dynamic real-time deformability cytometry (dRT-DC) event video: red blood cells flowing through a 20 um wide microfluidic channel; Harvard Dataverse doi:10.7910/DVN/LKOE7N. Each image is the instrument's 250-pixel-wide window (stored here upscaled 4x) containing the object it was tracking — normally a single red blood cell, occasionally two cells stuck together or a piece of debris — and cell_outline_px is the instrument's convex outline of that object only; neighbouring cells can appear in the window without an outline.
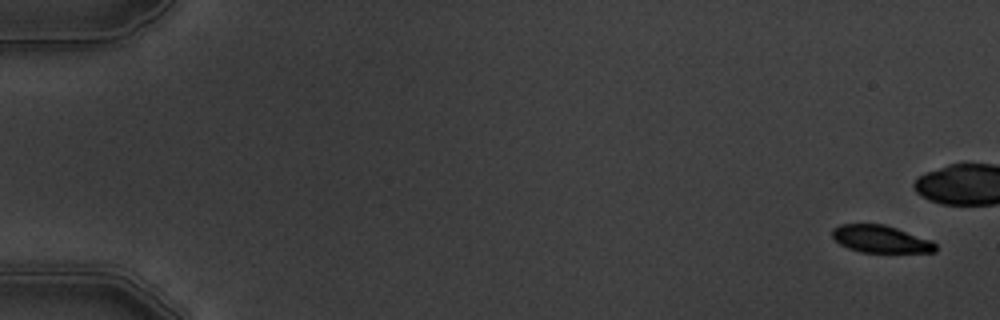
{"species": "common noctule bat (a hibernating species)", "species_latin": "Nyctalus noctula", "temperature_condition": "warm", "stored_images_in_passage": 8, "camera_frame_rate_fps": 3000, "um_per_image_px": 0.085, "animal": {"sex": "male", "body_mass_g": 19.5, "forearm_length_mm": 54.6}, "frame": {"image": 1, "passage_image": 1, "time_ms": 0.0, "image_size_px": [1000, 320], "cell_outline_px": [[936, 252], [860, 252], [848, 248], [840, 244], [832, 236], [832, 228], [840, 224], [884, 224], [932, 240], [936, 244]], "centroid_in_image_um": [74.85, 20.32], "position_along_channel_um": 10.1, "area_um2": 16.42}}